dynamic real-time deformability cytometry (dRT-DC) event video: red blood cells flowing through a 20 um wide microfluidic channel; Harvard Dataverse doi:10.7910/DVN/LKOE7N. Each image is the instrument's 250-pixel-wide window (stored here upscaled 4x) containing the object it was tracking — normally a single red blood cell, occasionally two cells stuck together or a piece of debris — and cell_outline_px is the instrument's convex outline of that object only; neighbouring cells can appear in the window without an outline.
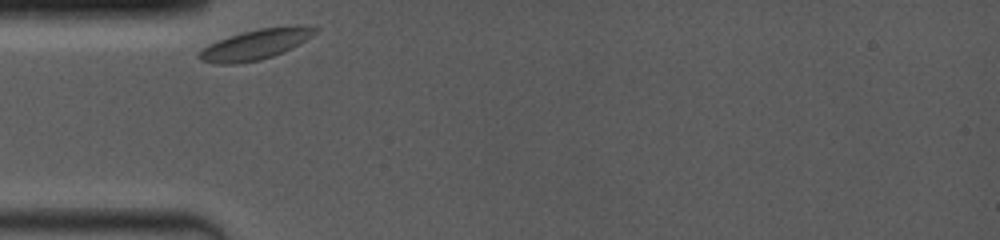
{"species": "common noctule bat (a hibernating species)", "species_latin": "Nyctalus noctula", "temperature_condition": "room temperature", "stored_images_in_passage": 21, "camera_frame_rate_fps": 4000, "um_per_image_px": 0.085, "animal": {"sex": "female", "body_mass_g": 19.0, "forearm_length_mm": 53.3}, "frame": {"image": 1, "passage_image": 1, "time_ms": 0.0, "image_size_px": [1000, 240], "cell_outline_px": [[320, 28], [312, 36], [292, 48], [284, 52], [260, 60], [232, 64], [216, 64], [200, 60], [196, 56], [208, 44], [244, 32], [260, 28], [292, 24], [300, 24]], "centroid_in_image_um": [21.78, 3.76], "position_along_channel_um": 63.2, "area_um2": 20.46}}
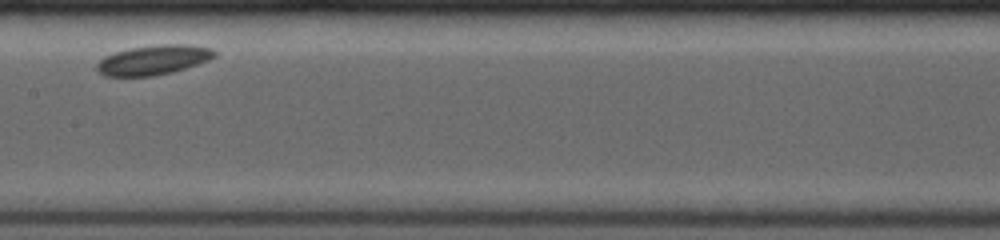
{"frame": {"image": 2, "passage_image": 10, "time_ms": 3.75, "image_size_px": [1000, 240], "cell_outline_px": [[216, 56], [208, 60], [172, 72], [152, 76], [104, 76], [96, 68], [96, 64], [104, 56], [128, 48], [156, 44], [188, 44], [212, 48], [216, 52]], "centroid_in_image_um": [13.03, 5.08], "position_along_channel_um": 194.4, "area_um2": 20.35}}
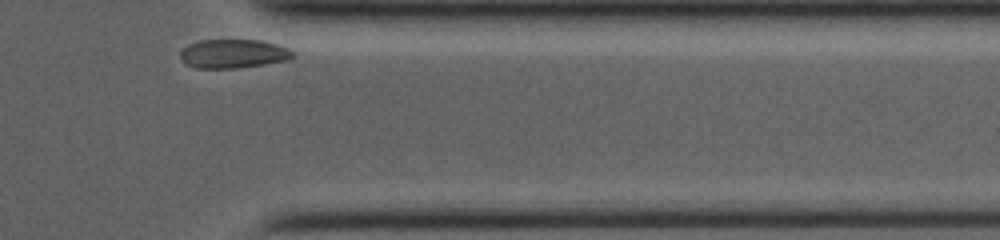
{"frame": {"image": 3, "passage_image": 21, "time_ms": 9.25, "image_size_px": [1000, 240], "cell_outline_px": [[296, 56], [288, 60], [264, 64], [236, 68], [196, 68], [184, 64], [180, 60], [180, 52], [188, 44], [200, 40], [260, 40], [276, 44], [288, 48]], "centroid_in_image_um": [19.8, 4.57], "position_along_channel_um": 391.6, "area_um2": 19.02}, "authors_computed_cell_mechanics": {"area_um2": 19.8832, "velocity_mm_per_s": 3.5399, "shape_relaxation_time_tau1_ms": 1.0655, "shape_relaxation_time_tau2_ms": null, "deformation_change_tau1": 0.0409, "deformation_change_tau2": null}}